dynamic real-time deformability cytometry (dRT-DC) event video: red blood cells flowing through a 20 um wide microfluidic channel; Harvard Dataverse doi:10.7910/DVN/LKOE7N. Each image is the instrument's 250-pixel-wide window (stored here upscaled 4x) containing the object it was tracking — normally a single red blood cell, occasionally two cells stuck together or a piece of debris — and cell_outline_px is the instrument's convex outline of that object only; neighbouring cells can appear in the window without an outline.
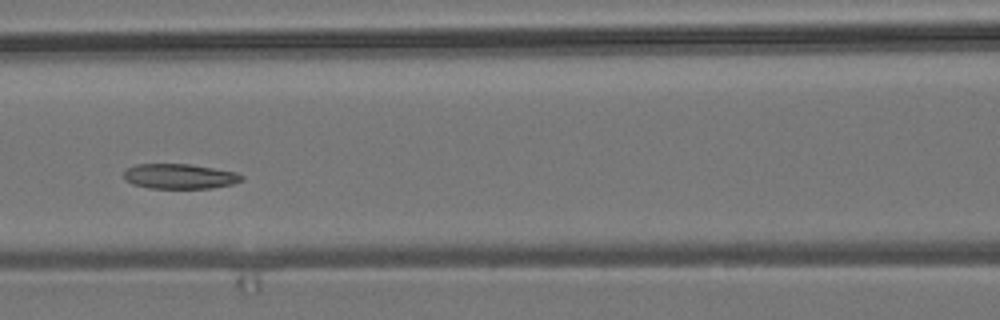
{"species": "common noctule bat (a hibernating species)", "species_latin": "Nyctalus noctula", "temperature_condition": "room temperature", "stored_images_in_passage": 7, "camera_frame_rate_fps": 3000, "um_per_image_px": 0.085, "animal": {"sex": "male", "body_mass_g": 19.2, "forearm_length_mm": 51.8}, "frame": {"image": 1, "passage_image": 4, "time_ms": 3.667, "image_size_px": [1000, 320], "cell_outline_px": [[244, 180], [232, 184], [212, 188], [148, 188], [132, 184], [124, 180], [124, 172], [128, 168], [136, 164], [188, 164], [236, 172], [244, 176]], "centroid_in_image_um": [15.26, 14.99], "position_along_channel_um": 151.3, "area_um2": 17.17}}
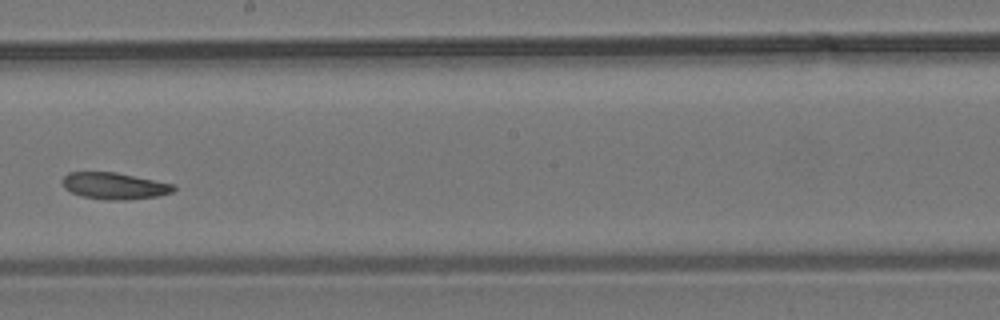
{"frame": {"image": 2, "passage_image": 6, "time_ms": 6.0, "image_size_px": [1000, 320], "cell_outline_px": [[176, 188], [172, 192], [160, 196], [128, 200], [108, 200], [80, 196], [64, 188], [60, 180], [68, 172], [116, 172], [176, 184]], "centroid_in_image_um": [9.74, 15.8], "position_along_channel_um": 238.5, "area_um2": 17.57}}
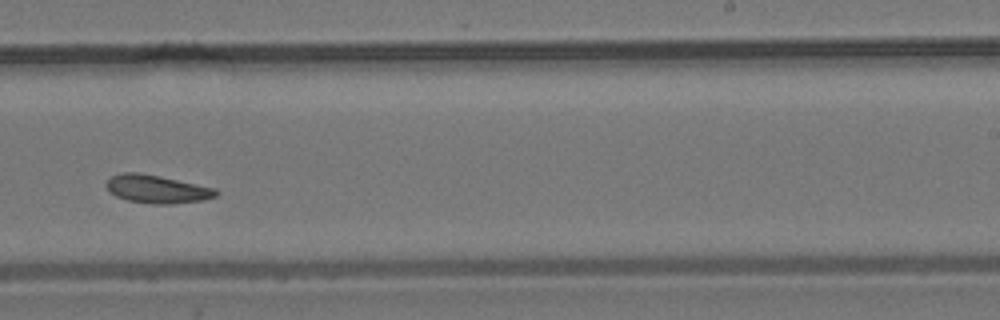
{"frame": {"image": 3, "passage_image": 7, "time_ms": 7.0, "image_size_px": [1000, 320], "cell_outline_px": [[220, 192], [216, 196], [204, 200], [172, 204], [152, 204], [128, 200], [116, 196], [104, 184], [112, 176], [120, 172], [136, 172], [160, 176], [216, 188]], "centroid_in_image_um": [13.37, 16.07], "position_along_channel_um": 275.6, "area_um2": 17.98}}